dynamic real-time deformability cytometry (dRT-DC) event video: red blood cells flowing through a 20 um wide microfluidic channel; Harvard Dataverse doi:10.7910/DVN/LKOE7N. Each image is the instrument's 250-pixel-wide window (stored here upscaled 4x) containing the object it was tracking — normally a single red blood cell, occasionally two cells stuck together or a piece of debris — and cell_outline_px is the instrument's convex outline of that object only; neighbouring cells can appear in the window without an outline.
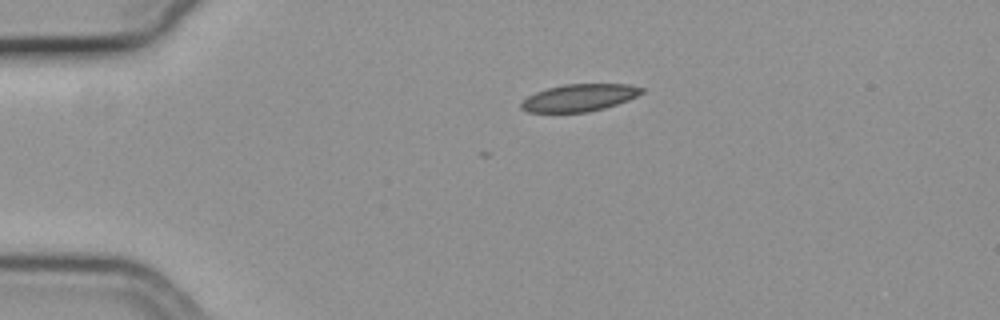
{"species": "common noctule bat (a hibernating species)", "species_latin": "Nyctalus noctula", "temperature_condition": "cold", "stored_images_in_passage": 11, "camera_frame_rate_fps": 3000, "um_per_image_px": 0.085, "animal": {"sex": "female", "body_mass_g": 19.3, "forearm_length_mm": 54.1}, "frame": {"image": 1, "passage_image": 1, "time_ms": 0.0, "image_size_px": [1000, 320], "cell_outline_px": [[644, 92], [628, 100], [604, 108], [588, 112], [528, 112], [520, 108], [520, 104], [528, 96], [536, 92], [548, 88], [564, 84], [628, 84], [644, 88]], "centroid_in_image_um": [49.24, 8.3], "position_along_channel_um": 35.8, "area_um2": 19.02}}
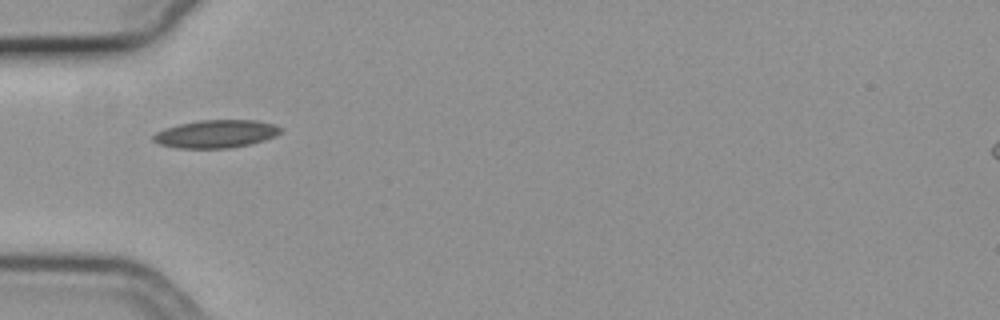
{"frame": {"image": 2, "passage_image": 7, "time_ms": 2.0, "image_size_px": [1000, 320], "cell_outline_px": [[284, 128], [276, 136], [264, 140], [248, 144], [228, 148], [176, 148], [160, 144], [152, 140], [152, 136], [156, 132], [164, 128], [180, 124], [200, 120], [256, 120], [276, 124]], "centroid_in_image_um": [18.37, 11.37], "position_along_channel_um": 66.6, "area_um2": 20.75}}
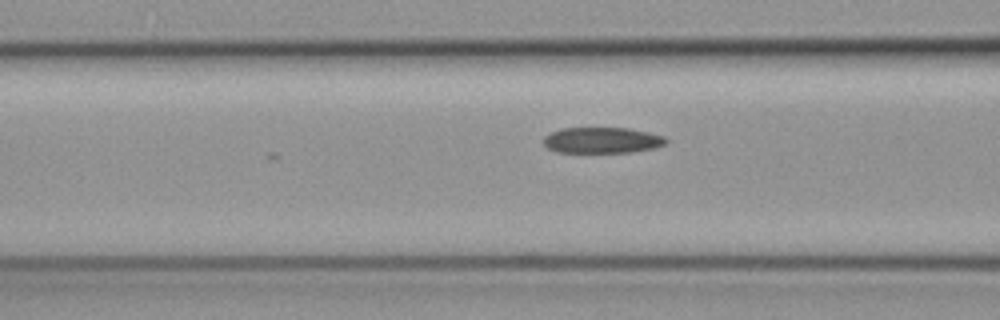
{"frame": {"image": 3, "passage_image": 11, "time_ms": 3.333, "image_size_px": [1000, 320], "cell_outline_px": [[668, 140], [664, 144], [656, 148], [632, 152], [556, 152], [548, 148], [544, 144], [544, 136], [560, 128], [628, 128], [648, 132], [664, 136]], "centroid_in_image_um": [51.19, 11.92], "position_along_channel_um": 115.4, "area_um2": 18.5}}